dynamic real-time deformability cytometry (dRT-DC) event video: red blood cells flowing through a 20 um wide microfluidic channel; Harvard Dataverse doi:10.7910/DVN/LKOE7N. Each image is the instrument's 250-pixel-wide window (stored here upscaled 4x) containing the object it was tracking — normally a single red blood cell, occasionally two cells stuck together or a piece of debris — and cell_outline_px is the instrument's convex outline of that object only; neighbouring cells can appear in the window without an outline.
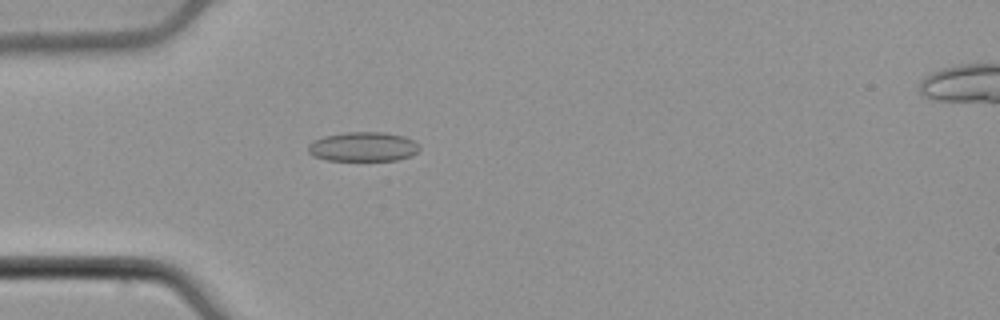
{"species": "common noctule bat (a hibernating species)", "species_latin": "Nyctalus noctula", "temperature_condition": "cold", "stored_images_in_passage": 54, "camera_frame_rate_fps": 3000, "um_per_image_px": 0.085, "animal": {"sex": "male", "body_mass_g": 21.5, "forearm_length_mm": 52.0}, "frame": {"image": 1, "passage_image": 16, "time_ms": 5.0, "image_size_px": [1000, 320], "cell_outline_px": [[420, 148], [412, 156], [396, 160], [328, 160], [312, 156], [308, 152], [308, 144], [324, 136], [348, 132], [380, 132], [404, 136], [412, 140]], "centroid_in_image_um": [30.85, 12.48], "position_along_channel_um": 54.2, "area_um2": 18.9}}
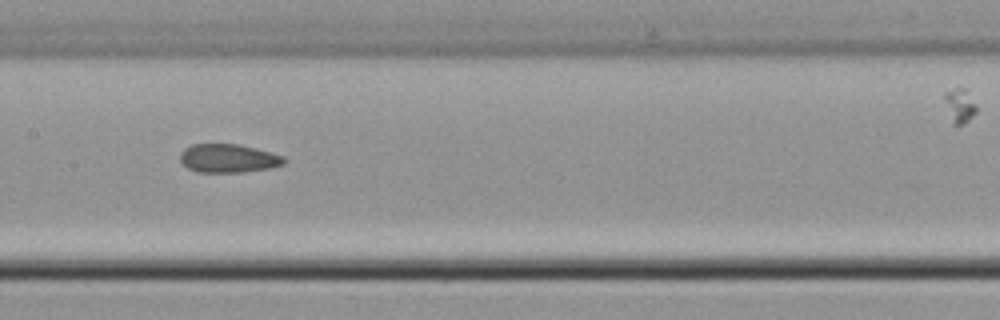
{"frame": {"image": 2, "passage_image": 27, "time_ms": 8.667, "image_size_px": [1000, 320], "cell_outline_px": [[284, 164], [268, 168], [240, 172], [196, 172], [188, 168], [180, 160], [180, 152], [184, 148], [192, 144], [236, 144], [256, 148], [284, 156]], "centroid_in_image_um": [19.37, 13.45], "position_along_channel_um": 188.0, "area_um2": 17.17}}
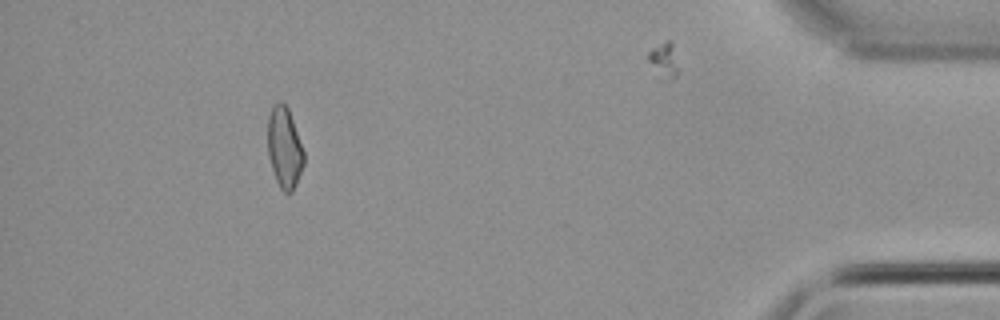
{"frame": {"image": 3, "passage_image": 49, "time_ms": 16.0, "image_size_px": [1000, 320], "cell_outline_px": [[304, 164], [296, 184], [292, 192], [288, 196], [280, 188], [276, 180], [268, 156], [268, 116], [272, 104], [280, 100], [288, 108], [304, 152]], "centroid_in_image_um": [24.17, 12.56], "position_along_channel_um": 411.0, "area_um2": 17.11}, "authors_computed_cell_mechanics": {"area_um2": 17.918, "velocity_mm_per_s": 3.8599, "shape_relaxation_time_tau1_ms": null, "shape_relaxation_time_tau2_ms": 3.6174, "deformation_change_tau1": null, "deformation_change_tau2": 0.0929}}